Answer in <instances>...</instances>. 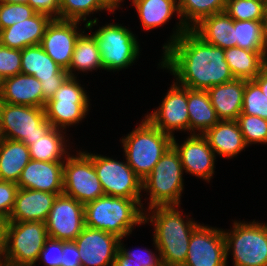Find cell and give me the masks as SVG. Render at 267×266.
<instances>
[{"mask_svg":"<svg viewBox=\"0 0 267 266\" xmlns=\"http://www.w3.org/2000/svg\"><path fill=\"white\" fill-rule=\"evenodd\" d=\"M35 13V10L28 4L0 3V30L24 21Z\"/></svg>","mask_w":267,"mask_h":266,"instance_id":"obj_39","label":"cell"},{"mask_svg":"<svg viewBox=\"0 0 267 266\" xmlns=\"http://www.w3.org/2000/svg\"><path fill=\"white\" fill-rule=\"evenodd\" d=\"M79 255L74 241H62V266H82Z\"/></svg>","mask_w":267,"mask_h":266,"instance_id":"obj_45","label":"cell"},{"mask_svg":"<svg viewBox=\"0 0 267 266\" xmlns=\"http://www.w3.org/2000/svg\"><path fill=\"white\" fill-rule=\"evenodd\" d=\"M79 23L81 22L52 19L40 43L43 50L64 70L69 68L76 40L84 32H78Z\"/></svg>","mask_w":267,"mask_h":266,"instance_id":"obj_18","label":"cell"},{"mask_svg":"<svg viewBox=\"0 0 267 266\" xmlns=\"http://www.w3.org/2000/svg\"><path fill=\"white\" fill-rule=\"evenodd\" d=\"M172 146L178 152L185 172L194 174L207 182L211 180L216 155L203 135L191 134L181 145L173 136Z\"/></svg>","mask_w":267,"mask_h":266,"instance_id":"obj_19","label":"cell"},{"mask_svg":"<svg viewBox=\"0 0 267 266\" xmlns=\"http://www.w3.org/2000/svg\"><path fill=\"white\" fill-rule=\"evenodd\" d=\"M114 266H140L132 261V258L127 257L120 249L117 251Z\"/></svg>","mask_w":267,"mask_h":266,"instance_id":"obj_46","label":"cell"},{"mask_svg":"<svg viewBox=\"0 0 267 266\" xmlns=\"http://www.w3.org/2000/svg\"><path fill=\"white\" fill-rule=\"evenodd\" d=\"M104 70L126 69L139 56V42L132 31L119 24H105L93 32Z\"/></svg>","mask_w":267,"mask_h":266,"instance_id":"obj_9","label":"cell"},{"mask_svg":"<svg viewBox=\"0 0 267 266\" xmlns=\"http://www.w3.org/2000/svg\"><path fill=\"white\" fill-rule=\"evenodd\" d=\"M223 229L199 225L192 233L183 266H227Z\"/></svg>","mask_w":267,"mask_h":266,"instance_id":"obj_15","label":"cell"},{"mask_svg":"<svg viewBox=\"0 0 267 266\" xmlns=\"http://www.w3.org/2000/svg\"><path fill=\"white\" fill-rule=\"evenodd\" d=\"M45 224L49 238L74 241L85 227L84 204L65 194L57 195Z\"/></svg>","mask_w":267,"mask_h":266,"instance_id":"obj_14","label":"cell"},{"mask_svg":"<svg viewBox=\"0 0 267 266\" xmlns=\"http://www.w3.org/2000/svg\"><path fill=\"white\" fill-rule=\"evenodd\" d=\"M241 114L259 116L267 120V97L253 80H245Z\"/></svg>","mask_w":267,"mask_h":266,"instance_id":"obj_38","label":"cell"},{"mask_svg":"<svg viewBox=\"0 0 267 266\" xmlns=\"http://www.w3.org/2000/svg\"><path fill=\"white\" fill-rule=\"evenodd\" d=\"M52 18L35 13L32 17L0 30V44L12 49L23 50L41 43L47 25Z\"/></svg>","mask_w":267,"mask_h":266,"instance_id":"obj_22","label":"cell"},{"mask_svg":"<svg viewBox=\"0 0 267 266\" xmlns=\"http://www.w3.org/2000/svg\"><path fill=\"white\" fill-rule=\"evenodd\" d=\"M120 238L112 233L85 226L74 240L82 266H113Z\"/></svg>","mask_w":267,"mask_h":266,"instance_id":"obj_17","label":"cell"},{"mask_svg":"<svg viewBox=\"0 0 267 266\" xmlns=\"http://www.w3.org/2000/svg\"><path fill=\"white\" fill-rule=\"evenodd\" d=\"M266 1L226 0L225 12L234 20L263 21Z\"/></svg>","mask_w":267,"mask_h":266,"instance_id":"obj_36","label":"cell"},{"mask_svg":"<svg viewBox=\"0 0 267 266\" xmlns=\"http://www.w3.org/2000/svg\"><path fill=\"white\" fill-rule=\"evenodd\" d=\"M245 79L214 85L208 95L220 120H237L243 107Z\"/></svg>","mask_w":267,"mask_h":266,"instance_id":"obj_24","label":"cell"},{"mask_svg":"<svg viewBox=\"0 0 267 266\" xmlns=\"http://www.w3.org/2000/svg\"><path fill=\"white\" fill-rule=\"evenodd\" d=\"M58 194L19 188L14 207L7 221L32 222L47 220Z\"/></svg>","mask_w":267,"mask_h":266,"instance_id":"obj_21","label":"cell"},{"mask_svg":"<svg viewBox=\"0 0 267 266\" xmlns=\"http://www.w3.org/2000/svg\"><path fill=\"white\" fill-rule=\"evenodd\" d=\"M191 30L204 42L224 50L237 45L234 19L225 11L202 19Z\"/></svg>","mask_w":267,"mask_h":266,"instance_id":"obj_27","label":"cell"},{"mask_svg":"<svg viewBox=\"0 0 267 266\" xmlns=\"http://www.w3.org/2000/svg\"><path fill=\"white\" fill-rule=\"evenodd\" d=\"M93 166L105 195L129 199H141L142 180L127 161L93 154Z\"/></svg>","mask_w":267,"mask_h":266,"instance_id":"obj_12","label":"cell"},{"mask_svg":"<svg viewBox=\"0 0 267 266\" xmlns=\"http://www.w3.org/2000/svg\"><path fill=\"white\" fill-rule=\"evenodd\" d=\"M203 136L215 154L228 159L247 147L236 120H220Z\"/></svg>","mask_w":267,"mask_h":266,"instance_id":"obj_26","label":"cell"},{"mask_svg":"<svg viewBox=\"0 0 267 266\" xmlns=\"http://www.w3.org/2000/svg\"><path fill=\"white\" fill-rule=\"evenodd\" d=\"M88 98L77 77L69 76L46 102V119L56 129L63 130L75 125L88 114Z\"/></svg>","mask_w":267,"mask_h":266,"instance_id":"obj_10","label":"cell"},{"mask_svg":"<svg viewBox=\"0 0 267 266\" xmlns=\"http://www.w3.org/2000/svg\"><path fill=\"white\" fill-rule=\"evenodd\" d=\"M172 139L173 136L162 132L146 117L137 128L122 138L126 161L141 180L151 173L172 146Z\"/></svg>","mask_w":267,"mask_h":266,"instance_id":"obj_4","label":"cell"},{"mask_svg":"<svg viewBox=\"0 0 267 266\" xmlns=\"http://www.w3.org/2000/svg\"><path fill=\"white\" fill-rule=\"evenodd\" d=\"M21 73V50L0 44V75L5 79Z\"/></svg>","mask_w":267,"mask_h":266,"instance_id":"obj_40","label":"cell"},{"mask_svg":"<svg viewBox=\"0 0 267 266\" xmlns=\"http://www.w3.org/2000/svg\"><path fill=\"white\" fill-rule=\"evenodd\" d=\"M0 102L43 108L41 83L34 76L22 73L5 78Z\"/></svg>","mask_w":267,"mask_h":266,"instance_id":"obj_23","label":"cell"},{"mask_svg":"<svg viewBox=\"0 0 267 266\" xmlns=\"http://www.w3.org/2000/svg\"><path fill=\"white\" fill-rule=\"evenodd\" d=\"M113 10L103 0H60V20L86 21V16L97 12Z\"/></svg>","mask_w":267,"mask_h":266,"instance_id":"obj_35","label":"cell"},{"mask_svg":"<svg viewBox=\"0 0 267 266\" xmlns=\"http://www.w3.org/2000/svg\"><path fill=\"white\" fill-rule=\"evenodd\" d=\"M64 162L63 194L82 204L105 195L93 166L92 153L79 151L77 156L69 153Z\"/></svg>","mask_w":267,"mask_h":266,"instance_id":"obj_11","label":"cell"},{"mask_svg":"<svg viewBox=\"0 0 267 266\" xmlns=\"http://www.w3.org/2000/svg\"><path fill=\"white\" fill-rule=\"evenodd\" d=\"M263 27H264V33H265L266 44H267V1L265 2V6H264Z\"/></svg>","mask_w":267,"mask_h":266,"instance_id":"obj_50","label":"cell"},{"mask_svg":"<svg viewBox=\"0 0 267 266\" xmlns=\"http://www.w3.org/2000/svg\"><path fill=\"white\" fill-rule=\"evenodd\" d=\"M96 69H103L97 41L92 34L83 32L76 40L72 60L66 71L70 77H76L73 73L75 71L87 72Z\"/></svg>","mask_w":267,"mask_h":266,"instance_id":"obj_33","label":"cell"},{"mask_svg":"<svg viewBox=\"0 0 267 266\" xmlns=\"http://www.w3.org/2000/svg\"><path fill=\"white\" fill-rule=\"evenodd\" d=\"M187 107L190 134H196L195 130H198L197 134L203 135L220 121L206 90L187 88Z\"/></svg>","mask_w":267,"mask_h":266,"instance_id":"obj_28","label":"cell"},{"mask_svg":"<svg viewBox=\"0 0 267 266\" xmlns=\"http://www.w3.org/2000/svg\"><path fill=\"white\" fill-rule=\"evenodd\" d=\"M232 229L223 230L226 259L232 250L234 266H267V224L235 221Z\"/></svg>","mask_w":267,"mask_h":266,"instance_id":"obj_7","label":"cell"},{"mask_svg":"<svg viewBox=\"0 0 267 266\" xmlns=\"http://www.w3.org/2000/svg\"><path fill=\"white\" fill-rule=\"evenodd\" d=\"M64 162L30 160L22 170L19 188L63 194Z\"/></svg>","mask_w":267,"mask_h":266,"instance_id":"obj_20","label":"cell"},{"mask_svg":"<svg viewBox=\"0 0 267 266\" xmlns=\"http://www.w3.org/2000/svg\"><path fill=\"white\" fill-rule=\"evenodd\" d=\"M36 13L48 15L52 19H60V0H28Z\"/></svg>","mask_w":267,"mask_h":266,"instance_id":"obj_44","label":"cell"},{"mask_svg":"<svg viewBox=\"0 0 267 266\" xmlns=\"http://www.w3.org/2000/svg\"><path fill=\"white\" fill-rule=\"evenodd\" d=\"M161 103L156 110L145 117L155 127L171 136L174 135V130L189 131L187 87L173 82Z\"/></svg>","mask_w":267,"mask_h":266,"instance_id":"obj_16","label":"cell"},{"mask_svg":"<svg viewBox=\"0 0 267 266\" xmlns=\"http://www.w3.org/2000/svg\"><path fill=\"white\" fill-rule=\"evenodd\" d=\"M0 3H22V4H27L28 0H0Z\"/></svg>","mask_w":267,"mask_h":266,"instance_id":"obj_51","label":"cell"},{"mask_svg":"<svg viewBox=\"0 0 267 266\" xmlns=\"http://www.w3.org/2000/svg\"><path fill=\"white\" fill-rule=\"evenodd\" d=\"M114 11L121 5L122 0H103ZM124 1V0H123Z\"/></svg>","mask_w":267,"mask_h":266,"instance_id":"obj_49","label":"cell"},{"mask_svg":"<svg viewBox=\"0 0 267 266\" xmlns=\"http://www.w3.org/2000/svg\"><path fill=\"white\" fill-rule=\"evenodd\" d=\"M31 160L29 147L21 141H0V180L18 183L22 170Z\"/></svg>","mask_w":267,"mask_h":266,"instance_id":"obj_29","label":"cell"},{"mask_svg":"<svg viewBox=\"0 0 267 266\" xmlns=\"http://www.w3.org/2000/svg\"><path fill=\"white\" fill-rule=\"evenodd\" d=\"M224 56L236 79L253 80L267 66V52L231 47L224 50Z\"/></svg>","mask_w":267,"mask_h":266,"instance_id":"obj_30","label":"cell"},{"mask_svg":"<svg viewBox=\"0 0 267 266\" xmlns=\"http://www.w3.org/2000/svg\"><path fill=\"white\" fill-rule=\"evenodd\" d=\"M122 238L119 241V249L127 256L132 258V261L136 262L140 266H163L162 257L158 252V255L151 252L150 249L145 248V253L142 254L143 250L138 251H129L128 249L124 248L123 243L121 242Z\"/></svg>","mask_w":267,"mask_h":266,"instance_id":"obj_43","label":"cell"},{"mask_svg":"<svg viewBox=\"0 0 267 266\" xmlns=\"http://www.w3.org/2000/svg\"><path fill=\"white\" fill-rule=\"evenodd\" d=\"M4 78L0 75V95L3 89Z\"/></svg>","mask_w":267,"mask_h":266,"instance_id":"obj_52","label":"cell"},{"mask_svg":"<svg viewBox=\"0 0 267 266\" xmlns=\"http://www.w3.org/2000/svg\"><path fill=\"white\" fill-rule=\"evenodd\" d=\"M141 199L104 195L84 204L85 226L124 238L144 223Z\"/></svg>","mask_w":267,"mask_h":266,"instance_id":"obj_3","label":"cell"},{"mask_svg":"<svg viewBox=\"0 0 267 266\" xmlns=\"http://www.w3.org/2000/svg\"><path fill=\"white\" fill-rule=\"evenodd\" d=\"M245 144H267V120L247 114H240L237 118Z\"/></svg>","mask_w":267,"mask_h":266,"instance_id":"obj_37","label":"cell"},{"mask_svg":"<svg viewBox=\"0 0 267 266\" xmlns=\"http://www.w3.org/2000/svg\"><path fill=\"white\" fill-rule=\"evenodd\" d=\"M39 259L45 266H62V240L48 238L40 251Z\"/></svg>","mask_w":267,"mask_h":266,"instance_id":"obj_42","label":"cell"},{"mask_svg":"<svg viewBox=\"0 0 267 266\" xmlns=\"http://www.w3.org/2000/svg\"><path fill=\"white\" fill-rule=\"evenodd\" d=\"M236 47L255 52H267L263 21L234 20Z\"/></svg>","mask_w":267,"mask_h":266,"instance_id":"obj_34","label":"cell"},{"mask_svg":"<svg viewBox=\"0 0 267 266\" xmlns=\"http://www.w3.org/2000/svg\"><path fill=\"white\" fill-rule=\"evenodd\" d=\"M161 68L176 77V83L196 90L233 81L224 49L204 42L191 29L185 31L164 51Z\"/></svg>","mask_w":267,"mask_h":266,"instance_id":"obj_1","label":"cell"},{"mask_svg":"<svg viewBox=\"0 0 267 266\" xmlns=\"http://www.w3.org/2000/svg\"><path fill=\"white\" fill-rule=\"evenodd\" d=\"M0 123L3 138L21 141L27 146L52 128L45 108L4 102H0Z\"/></svg>","mask_w":267,"mask_h":266,"instance_id":"obj_8","label":"cell"},{"mask_svg":"<svg viewBox=\"0 0 267 266\" xmlns=\"http://www.w3.org/2000/svg\"><path fill=\"white\" fill-rule=\"evenodd\" d=\"M6 223L7 220L0 216V256L2 255L4 250Z\"/></svg>","mask_w":267,"mask_h":266,"instance_id":"obj_48","label":"cell"},{"mask_svg":"<svg viewBox=\"0 0 267 266\" xmlns=\"http://www.w3.org/2000/svg\"><path fill=\"white\" fill-rule=\"evenodd\" d=\"M180 206H154L144 213V223L154 226V246L162 257L163 266H183L193 231L200 225L182 218ZM150 216V217H148ZM150 219V220H149Z\"/></svg>","mask_w":267,"mask_h":266,"instance_id":"obj_2","label":"cell"},{"mask_svg":"<svg viewBox=\"0 0 267 266\" xmlns=\"http://www.w3.org/2000/svg\"><path fill=\"white\" fill-rule=\"evenodd\" d=\"M183 166L173 146L160 158L151 173L142 180V190L149 192V208L179 206L183 192Z\"/></svg>","mask_w":267,"mask_h":266,"instance_id":"obj_6","label":"cell"},{"mask_svg":"<svg viewBox=\"0 0 267 266\" xmlns=\"http://www.w3.org/2000/svg\"><path fill=\"white\" fill-rule=\"evenodd\" d=\"M267 97V66L253 79Z\"/></svg>","mask_w":267,"mask_h":266,"instance_id":"obj_47","label":"cell"},{"mask_svg":"<svg viewBox=\"0 0 267 266\" xmlns=\"http://www.w3.org/2000/svg\"><path fill=\"white\" fill-rule=\"evenodd\" d=\"M21 73L37 78L43 90V108L69 77L66 70L56 64L40 44L21 50Z\"/></svg>","mask_w":267,"mask_h":266,"instance_id":"obj_13","label":"cell"},{"mask_svg":"<svg viewBox=\"0 0 267 266\" xmlns=\"http://www.w3.org/2000/svg\"><path fill=\"white\" fill-rule=\"evenodd\" d=\"M18 189L17 183L0 180V216L6 220L14 207Z\"/></svg>","mask_w":267,"mask_h":266,"instance_id":"obj_41","label":"cell"},{"mask_svg":"<svg viewBox=\"0 0 267 266\" xmlns=\"http://www.w3.org/2000/svg\"><path fill=\"white\" fill-rule=\"evenodd\" d=\"M178 0H132L142 22L143 29L152 30L162 26L178 10Z\"/></svg>","mask_w":267,"mask_h":266,"instance_id":"obj_32","label":"cell"},{"mask_svg":"<svg viewBox=\"0 0 267 266\" xmlns=\"http://www.w3.org/2000/svg\"><path fill=\"white\" fill-rule=\"evenodd\" d=\"M62 133L65 134L66 132L52 127L45 135L33 140V143L28 146L31 159L45 162H64L69 154L66 151L67 140Z\"/></svg>","mask_w":267,"mask_h":266,"instance_id":"obj_31","label":"cell"},{"mask_svg":"<svg viewBox=\"0 0 267 266\" xmlns=\"http://www.w3.org/2000/svg\"><path fill=\"white\" fill-rule=\"evenodd\" d=\"M226 0H178L179 20L171 39L163 50L177 40L185 31L192 29L202 19L225 11ZM191 22V23H190Z\"/></svg>","mask_w":267,"mask_h":266,"instance_id":"obj_25","label":"cell"},{"mask_svg":"<svg viewBox=\"0 0 267 266\" xmlns=\"http://www.w3.org/2000/svg\"><path fill=\"white\" fill-rule=\"evenodd\" d=\"M3 139V135H2V132H1V123H0V141Z\"/></svg>","mask_w":267,"mask_h":266,"instance_id":"obj_53","label":"cell"},{"mask_svg":"<svg viewBox=\"0 0 267 266\" xmlns=\"http://www.w3.org/2000/svg\"><path fill=\"white\" fill-rule=\"evenodd\" d=\"M48 238L44 222L7 221L1 264L6 266H34Z\"/></svg>","mask_w":267,"mask_h":266,"instance_id":"obj_5","label":"cell"}]
</instances>
